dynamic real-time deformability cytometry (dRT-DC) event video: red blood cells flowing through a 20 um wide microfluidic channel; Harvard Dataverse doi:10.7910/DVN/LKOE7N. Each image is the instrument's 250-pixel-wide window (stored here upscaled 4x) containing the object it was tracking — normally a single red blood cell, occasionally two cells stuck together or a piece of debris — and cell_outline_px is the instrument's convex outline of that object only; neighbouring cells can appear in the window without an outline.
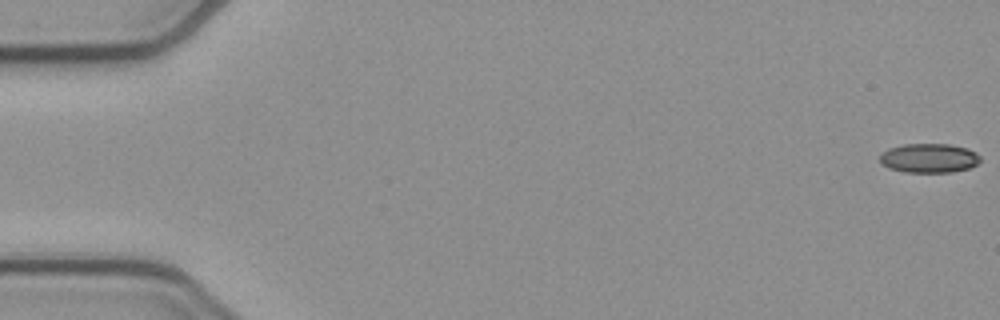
{"species": "common noctule bat (a hibernating species)", "species_latin": "Nyctalus noctula", "temperature_condition": "cold", "stored_images_in_passage": 53, "camera_frame_rate_fps": 3000, "um_per_image_px": 0.085, "animal": {"sex": "female", "body_mass_g": 21.9}, "frame": {"image": 1, "passage_image": 1, "time_ms": 0.0, "image_size_px": [1000, 320], "cell_outline_px": [[980, 160], [976, 164], [968, 168], [952, 172], [904, 172], [888, 168], [880, 164], [880, 156], [888, 148], [904, 144], [948, 144], [968, 148], [976, 152], [980, 156]], "centroid_in_image_um": [78.95, 13.44], "position_along_channel_um": 6.0, "area_um2": 17.17}}
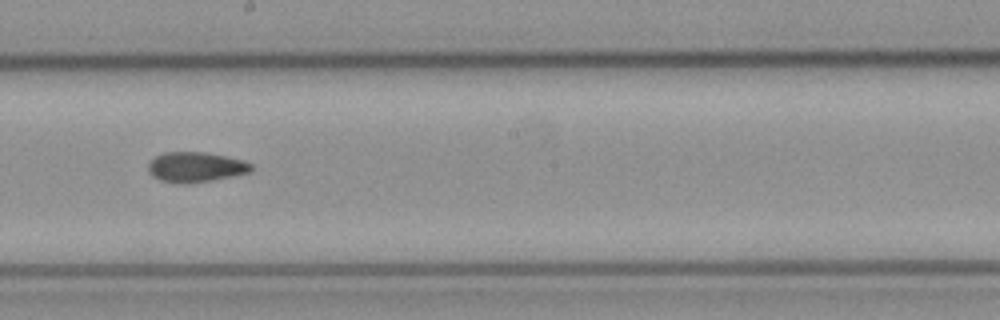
{"frame": {"image": 2, "passage_image": 30, "time_ms": 9.667, "image_size_px": [1000, 320], "cell_outline_px": [[252, 172], [212, 180], [184, 184], [180, 184], [160, 180], [152, 176], [148, 172], [148, 164], [156, 156], [164, 152], [204, 152], [244, 160], [252, 164]], "centroid_in_image_um": [16.63, 14.21], "position_along_channel_um": 231.6, "area_um2": 18.09}}
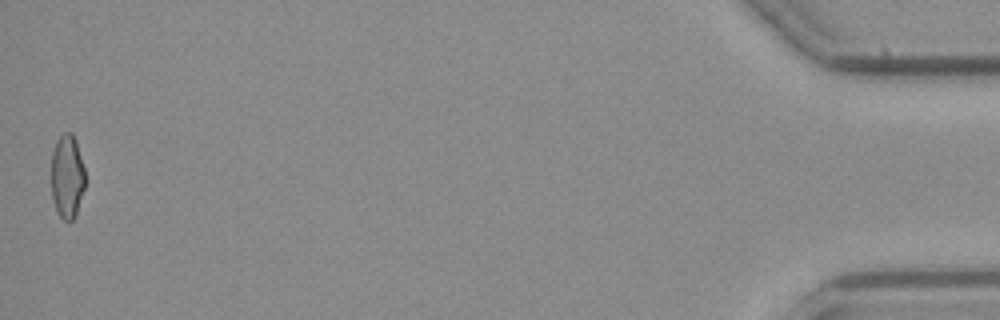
{"frame": {"image": 3, "passage_image": 53, "time_ms": 17.333, "image_size_px": [1000, 320], "cell_outline_px": [[84, 188], [76, 216], [72, 220], [64, 220], [56, 212], [52, 200], [52, 152], [56, 140], [64, 132], [72, 132], [76, 140], [84, 168]], "centroid_in_image_um": [5.7, 15.0], "position_along_channel_um": 429.5, "area_um2": 16.59}, "authors_computed_cell_mechanics": {"area_um2": 17.629, "velocity_mm_per_s": 3.8934, "shape_relaxation_time_tau1_ms": 9.2167, "shape_relaxation_time_tau2_ms": 3.0159, "deformation_change_tau1": 0.1876, "deformation_change_tau2": 0.098}}